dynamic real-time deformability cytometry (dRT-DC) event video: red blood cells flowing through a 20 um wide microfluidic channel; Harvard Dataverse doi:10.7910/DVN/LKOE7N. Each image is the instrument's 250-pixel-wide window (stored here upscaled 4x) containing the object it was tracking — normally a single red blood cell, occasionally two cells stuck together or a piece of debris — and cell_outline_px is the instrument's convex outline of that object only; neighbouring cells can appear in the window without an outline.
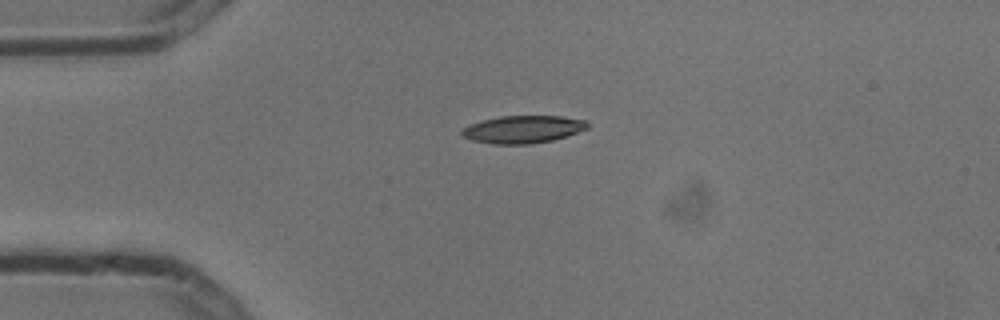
{"species": "common noctule bat (a hibernating species)", "species_latin": "Nyctalus noctula", "temperature_condition": "cold", "stored_images_in_passage": 2, "camera_frame_rate_fps": 3000, "um_per_image_px": 0.085, "animal": {"sex": "male", "body_mass_g": 13.3}, "frame": {"image": 1, "passage_image": 1, "time_ms": 0.0, "image_size_px": [1000, 320], "cell_outline_px": [[588, 128], [552, 140], [528, 144], [492, 144], [472, 140], [464, 136], [460, 132], [468, 124], [500, 116], [560, 116], [588, 120]], "centroid_in_image_um": [44.44, 10.99], "position_along_channel_um": 40.6, "area_um2": 20.0}}